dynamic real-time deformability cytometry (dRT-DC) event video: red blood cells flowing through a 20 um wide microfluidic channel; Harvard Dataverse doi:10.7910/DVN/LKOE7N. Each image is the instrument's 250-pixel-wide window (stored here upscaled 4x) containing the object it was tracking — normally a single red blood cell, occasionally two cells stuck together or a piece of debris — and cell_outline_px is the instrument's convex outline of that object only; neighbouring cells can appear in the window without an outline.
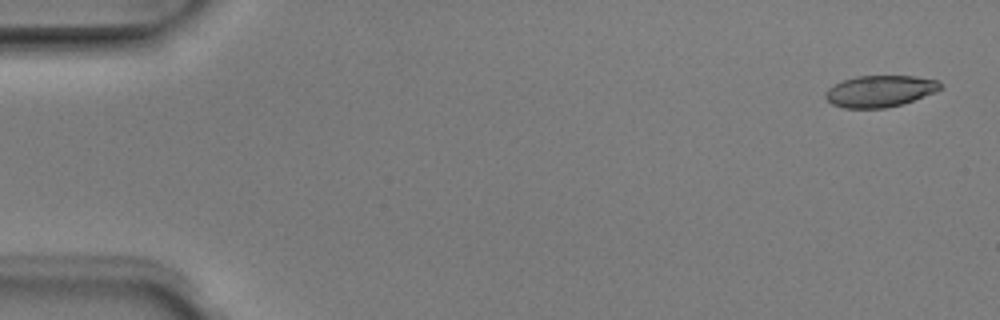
{"species": "Egyptian fruit bat (a non-hibernating species)", "species_latin": "Rousettus aegyptiacus", "temperature_condition": "room temperature", "stored_images_in_passage": 4, "camera_frame_rate_fps": 3000, "um_per_image_px": 0.085, "animal": {"sex": "male"}, "frame": {"image": 1, "passage_image": 1, "time_ms": 0.0, "image_size_px": [1000, 320], "cell_outline_px": [[944, 88], [936, 92], [900, 104], [884, 108], [844, 108], [832, 104], [824, 96], [824, 92], [828, 88], [844, 80], [856, 76], [916, 76], [936, 80]], "centroid_in_image_um": [74.78, 7.74], "position_along_channel_um": 10.2, "area_um2": 20.98}}
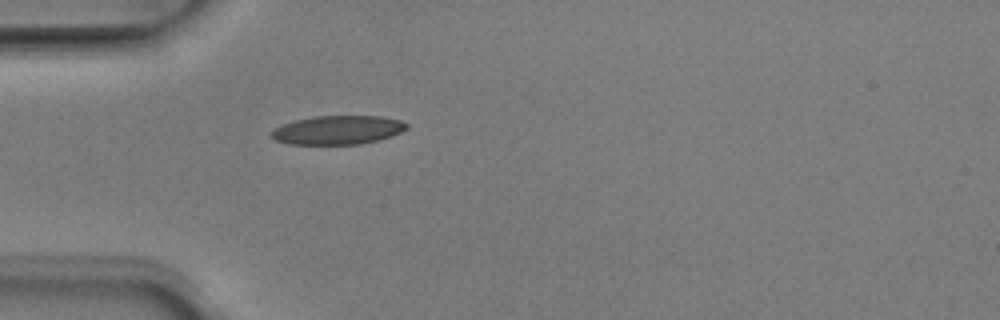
{"frame": {"image": 2, "passage_image": 4, "time_ms": 1.0, "image_size_px": [1000, 320], "cell_outline_px": [[408, 128], [392, 136], [360, 144], [288, 144], [276, 140], [268, 132], [284, 124], [296, 120], [316, 116], [380, 116], [400, 120], [408, 124]], "centroid_in_image_um": [28.72, 11.05], "position_along_channel_um": 56.3, "area_um2": 22.54}}